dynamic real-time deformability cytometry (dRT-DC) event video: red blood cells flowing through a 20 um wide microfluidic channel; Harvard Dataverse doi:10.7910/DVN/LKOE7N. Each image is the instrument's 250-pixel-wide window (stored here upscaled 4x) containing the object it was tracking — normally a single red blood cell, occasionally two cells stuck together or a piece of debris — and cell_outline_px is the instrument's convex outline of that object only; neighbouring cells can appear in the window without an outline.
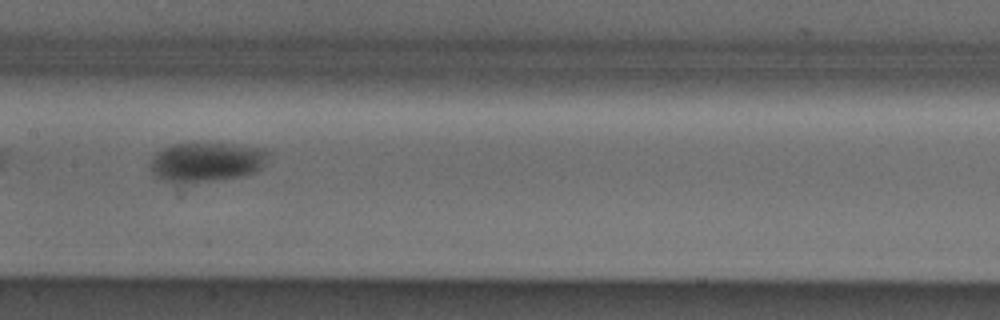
{"species": "Egyptian fruit bat (a non-hibernating species)", "species_latin": "Rousettus aegyptiacus", "temperature_condition": "cold", "stored_images_in_passage": 37, "camera_frame_rate_fps": 3000, "um_per_image_px": 0.085, "animal": {"sex": "male"}, "frame": {"image": 1, "passage_image": 11, "time_ms": 3.333, "image_size_px": [1000, 320], "cell_outline_px": [[268, 152], [260, 168], [256, 172], [240, 176], [180, 188], [176, 188], [156, 176], [152, 172], [152, 156], [156, 152], [172, 144], [232, 144], [264, 148]], "centroid_in_image_um": [17.46, 13.85], "position_along_channel_um": 189.9, "area_um2": 27.86}, "authors_computed_cell_mechanics": {"area_um2": 25.9522, "velocity_mm_per_s": 3.8624, "shape_relaxation_time_tau1_ms": 1.8873, "shape_relaxation_time_tau2_ms": null, "deformation_change_tau1": 0.0953, "deformation_change_tau2": null}}